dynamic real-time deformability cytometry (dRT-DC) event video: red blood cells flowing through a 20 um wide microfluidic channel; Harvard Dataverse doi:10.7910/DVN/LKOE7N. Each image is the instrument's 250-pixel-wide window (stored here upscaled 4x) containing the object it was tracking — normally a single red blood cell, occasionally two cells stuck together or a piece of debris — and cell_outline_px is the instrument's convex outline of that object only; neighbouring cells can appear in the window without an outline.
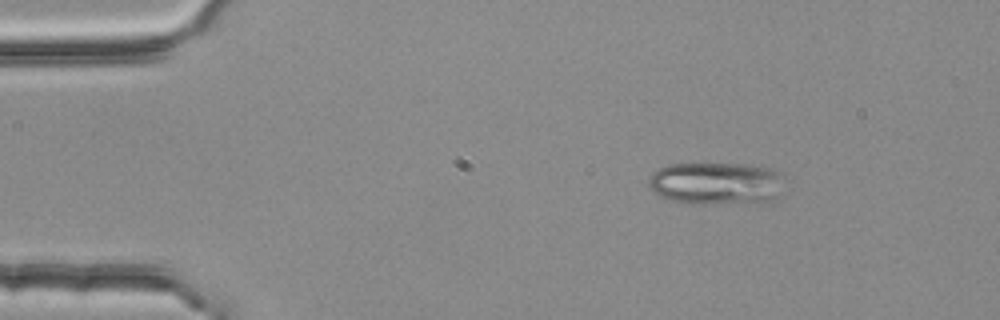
{"species": "common noctule bat (a hibernating species)", "species_latin": "Nyctalus noctula", "temperature_condition": "room temperature", "stored_images_in_passage": 2, "segment_of_instrument_passage": [2, 2], "camera_frame_rate_fps": 3000, "um_per_image_px": 0.085, "animal": {"sex": "female", "body_mass_g": 25.1}, "frame": {"image": 1, "passage_image": 2, "time_ms": 0.333, "image_size_px": [1000, 320], "cell_outline_px": [[788, 192], [784, 196], [768, 204], [692, 204], [660, 196], [648, 188], [648, 176], [660, 168], [668, 164], [748, 164], [768, 168], [780, 172]], "centroid_in_image_um": [61.04, 15.63], "position_along_channel_um": 24.0, "area_um2": 35.08}}